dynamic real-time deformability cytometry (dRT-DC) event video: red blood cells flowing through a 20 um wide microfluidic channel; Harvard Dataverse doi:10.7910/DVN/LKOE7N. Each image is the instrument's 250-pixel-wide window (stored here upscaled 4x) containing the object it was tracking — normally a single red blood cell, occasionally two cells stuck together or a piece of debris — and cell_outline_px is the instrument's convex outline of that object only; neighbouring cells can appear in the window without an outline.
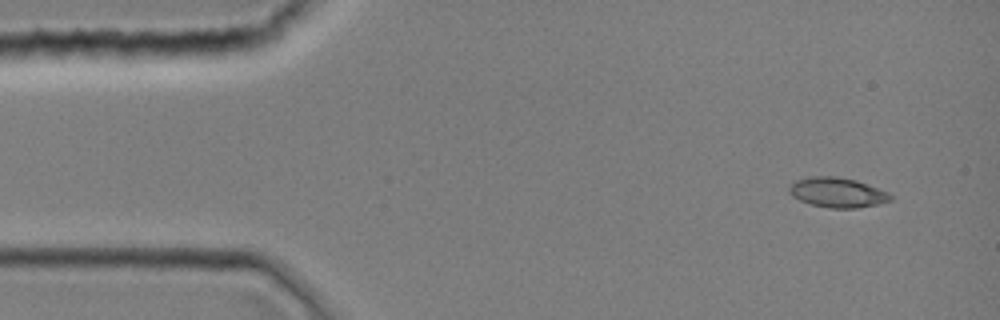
{"species": "common noctule bat (a hibernating species)", "species_latin": "Nyctalus noctula", "temperature_condition": "room temperature", "stored_images_in_passage": 1, "camera_frame_rate_fps": 3000, "um_per_image_px": 0.085, "animal": {"sex": "female", "body_mass_g": 19.0, "forearm_length_mm": 51.5}, "frame": {"image": 1, "passage_image": 1, "time_ms": 0.0, "image_size_px": [1000, 320], "cell_outline_px": [[892, 200], [880, 204], [856, 208], [828, 208], [812, 204], [800, 200], [792, 196], [788, 192], [788, 188], [796, 180], [808, 176], [836, 176], [856, 180], [888, 192], [892, 196]], "centroid_in_image_um": [71.17, 16.36], "position_along_channel_um": 13.8, "area_um2": 17.69}}